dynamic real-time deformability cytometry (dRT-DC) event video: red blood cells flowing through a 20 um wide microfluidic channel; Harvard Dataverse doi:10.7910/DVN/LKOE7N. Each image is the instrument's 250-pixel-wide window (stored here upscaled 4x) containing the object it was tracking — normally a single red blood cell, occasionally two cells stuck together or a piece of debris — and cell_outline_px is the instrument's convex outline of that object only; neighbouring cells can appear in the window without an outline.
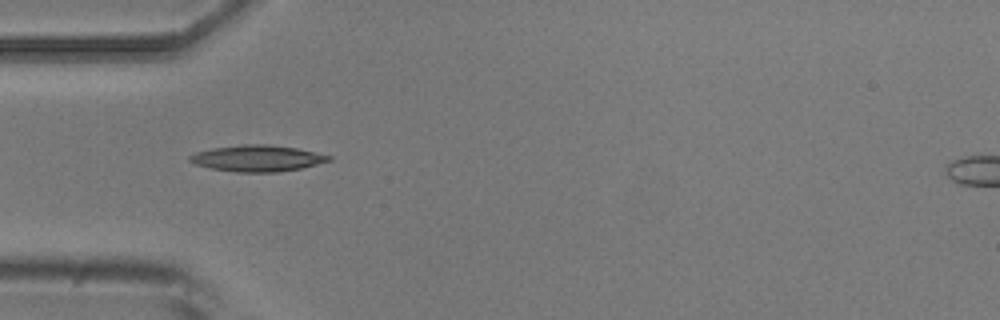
{"species": "common noctule bat (a hibernating species)", "species_latin": "Nyctalus noctula", "temperature_condition": "room temperature", "stored_images_in_passage": 2, "camera_frame_rate_fps": 3000, "um_per_image_px": 0.085, "animal": {"sex": "male", "body_mass_g": 20.5, "forearm_length_mm": 52.5}, "frame": {"image": 1, "passage_image": 1, "time_ms": 0.0, "image_size_px": [1000, 320], "cell_outline_px": [[332, 160], [300, 168], [276, 172], [236, 172], [212, 168], [196, 164], [188, 160], [188, 156], [196, 152], [212, 148], [244, 144], [268, 144], [296, 148], [316, 152], [332, 156]], "centroid_in_image_um": [21.87, 13.45], "position_along_channel_um": 63.1, "area_um2": 21.15}}
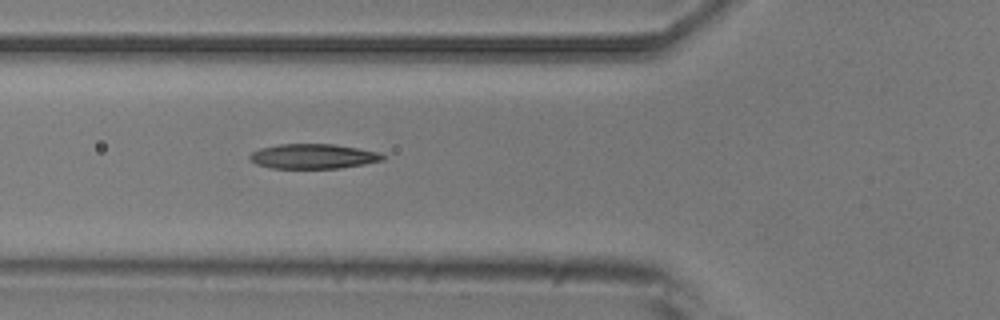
{"frame": {"image": 2, "passage_image": 2, "time_ms": 1.0, "image_size_px": [1000, 320], "cell_outline_px": [[384, 160], [364, 164], [340, 168], [272, 168], [256, 164], [248, 156], [252, 152], [260, 148], [280, 144], [332, 144], [380, 152], [384, 156]], "centroid_in_image_um": [26.62, 13.29], "position_along_channel_um": 99.2, "area_um2": 19.07}}